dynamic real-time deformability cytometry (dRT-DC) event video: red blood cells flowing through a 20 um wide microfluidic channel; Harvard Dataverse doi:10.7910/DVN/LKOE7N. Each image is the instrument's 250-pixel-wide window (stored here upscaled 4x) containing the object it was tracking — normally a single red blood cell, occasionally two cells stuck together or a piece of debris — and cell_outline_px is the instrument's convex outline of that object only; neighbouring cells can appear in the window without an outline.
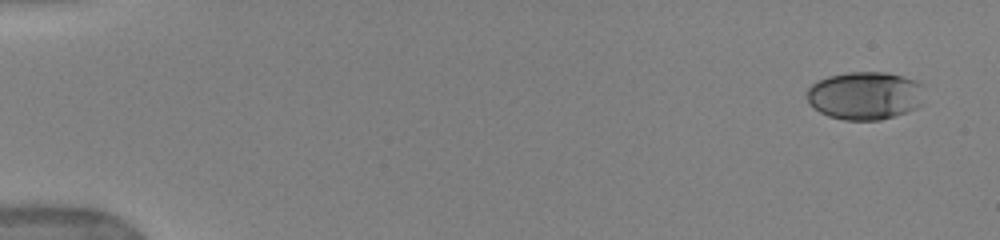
{"species": "human", "species_latin": "Homo sapiens", "temperature_condition": "warm", "stored_images_in_passage": 12, "segment_of_instrument_passage": [1, 2], "camera_frame_rate_fps": 3000, "um_per_image_px": 0.085, "donor": {"sex": "female"}, "frame": {"image": 1, "passage_image": 1, "time_ms": 0.0, "image_size_px": [1000, 240], "cell_outline_px": [[924, 84], [920, 104], [916, 108], [880, 120], [844, 120], [828, 116], [820, 112], [808, 100], [808, 88], [812, 84], [828, 76], [848, 72], [884, 72], [916, 80]], "centroid_in_image_um": [73.54, 8.12], "position_along_channel_um": 11.5, "area_um2": 32.6}}